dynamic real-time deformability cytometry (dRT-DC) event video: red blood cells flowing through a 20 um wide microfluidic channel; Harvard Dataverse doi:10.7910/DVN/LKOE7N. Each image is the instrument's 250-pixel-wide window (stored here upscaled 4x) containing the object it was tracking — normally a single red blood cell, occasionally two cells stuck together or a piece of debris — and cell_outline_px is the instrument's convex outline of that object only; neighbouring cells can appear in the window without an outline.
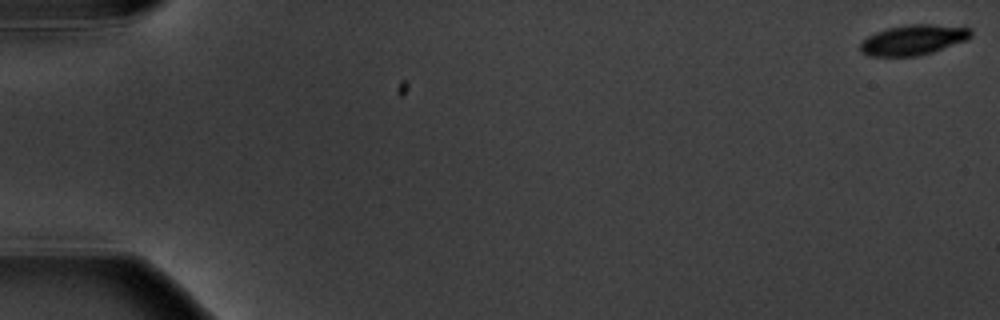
{"species": "common noctule bat (a hibernating species)", "species_latin": "Nyctalus noctula", "temperature_condition": "warm", "stored_images_in_passage": 3, "camera_frame_rate_fps": 3000, "um_per_image_px": 0.085, "animal": {"sex": "male", "body_mass_g": 20.1, "forearm_length_mm": 53.5}, "frame": {"image": 1, "passage_image": 1, "time_ms": 0.0, "image_size_px": [1000, 320], "cell_outline_px": [[972, 36], [968, 40], [932, 52], [916, 56], [868, 56], [860, 52], [860, 44], [868, 36], [876, 32], [888, 28], [912, 24], [932, 24], [972, 28]], "centroid_in_image_um": [77.65, 3.39], "position_along_channel_um": 7.3, "area_um2": 19.48}}